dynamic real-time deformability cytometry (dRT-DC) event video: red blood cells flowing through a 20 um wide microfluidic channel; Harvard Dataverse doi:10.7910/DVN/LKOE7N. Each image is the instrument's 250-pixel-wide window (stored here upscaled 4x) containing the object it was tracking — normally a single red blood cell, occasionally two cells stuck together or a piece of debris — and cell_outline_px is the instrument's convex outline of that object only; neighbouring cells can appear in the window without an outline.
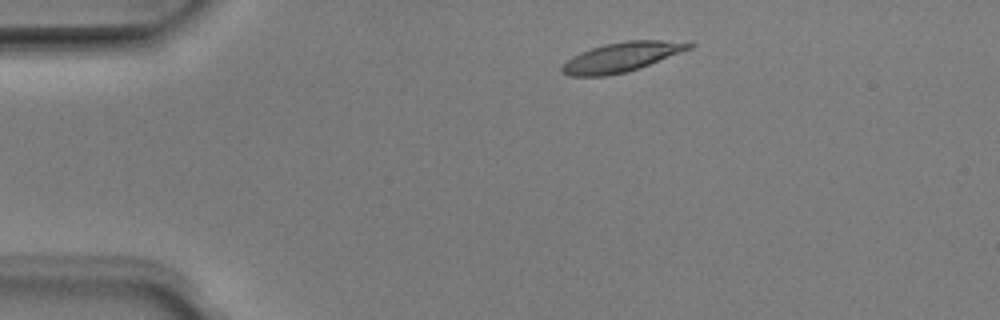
{"species": "Egyptian fruit bat (a non-hibernating species)", "species_latin": "Rousettus aegyptiacus", "temperature_condition": "room temperature", "stored_images_in_passage": 47, "camera_frame_rate_fps": 3000, "um_per_image_px": 0.085, "animal": {"sex": "male"}, "frame": {"image": 1, "passage_image": 5, "time_ms": 1.333, "image_size_px": [1000, 320], "cell_outline_px": [[696, 44], [692, 48], [640, 68], [624, 72], [604, 76], [572, 76], [560, 72], [560, 68], [572, 56], [580, 52], [604, 44], [628, 40], [660, 40]], "centroid_in_image_um": [52.81, 4.85], "position_along_channel_um": 32.2, "area_um2": 21.62}}
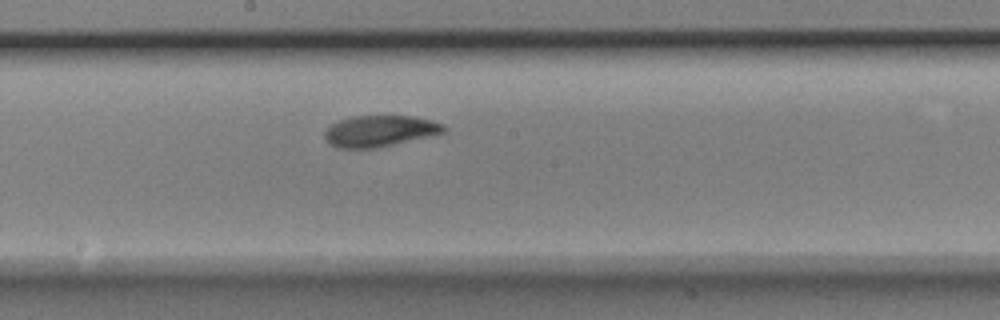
{"frame": {"image": 2, "passage_image": 23, "time_ms": 7.333, "image_size_px": [1000, 320], "cell_outline_px": [[448, 128], [444, 132], [432, 136], [376, 148], [340, 148], [332, 144], [324, 136], [324, 132], [332, 124], [340, 120], [352, 116], [412, 116], [444, 124]], "centroid_in_image_um": [32.32, 11.14], "position_along_channel_um": 215.9, "area_um2": 21.5}}
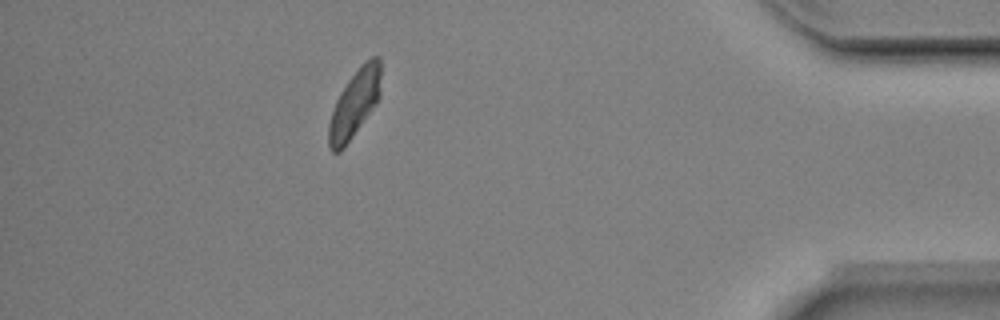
{"frame": {"image": 3, "passage_image": 41, "time_ms": 13.333, "image_size_px": [1000, 320], "cell_outline_px": [[380, 96], [376, 104], [344, 148], [340, 152], [332, 152], [328, 148], [328, 124], [336, 100], [340, 92], [348, 80], [360, 64], [364, 60], [372, 56], [380, 56]], "centroid_in_image_um": [30.13, 8.8], "position_along_channel_um": 405.1, "area_um2": 20.63}, "authors_computed_cell_mechanics": {"area_um2": 21.4438, "velocity_mm_per_s": 3.9228, "shape_relaxation_time_tau1_ms": 2.0425, "shape_relaxation_time_tau2_ms": 1.5332, "deformation_change_tau1": 0.133, "deformation_change_tau2": 0.0512}}